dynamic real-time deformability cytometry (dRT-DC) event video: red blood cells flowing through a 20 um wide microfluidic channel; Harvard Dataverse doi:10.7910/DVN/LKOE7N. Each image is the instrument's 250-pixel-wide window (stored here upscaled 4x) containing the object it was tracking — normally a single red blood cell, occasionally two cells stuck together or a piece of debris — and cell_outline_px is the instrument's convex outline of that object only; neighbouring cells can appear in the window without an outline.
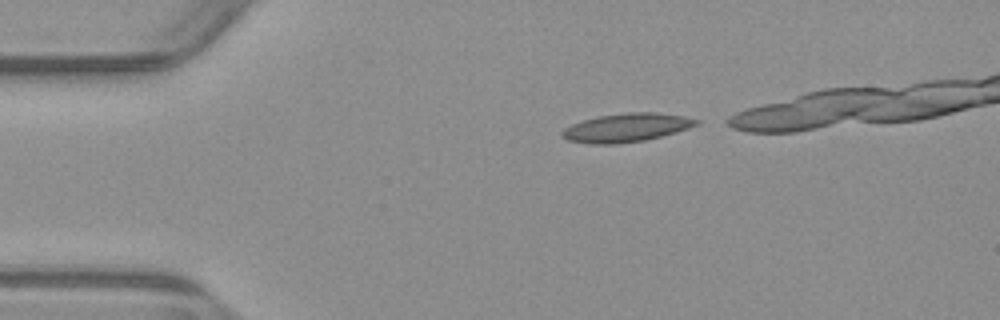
{"species": "common noctule bat (a hibernating species)", "species_latin": "Nyctalus noctula", "temperature_condition": "warm", "stored_images_in_passage": 18, "camera_frame_rate_fps": 3000, "um_per_image_px": 0.085, "animal": {"sex": "male", "body_mass_g": 23.1, "forearm_length_mm": 52.7}, "frame": {"image": 1, "passage_image": 2, "time_ms": 0.333, "image_size_px": [1000, 320], "cell_outline_px": [[700, 124], [676, 132], [644, 140], [616, 144], [588, 144], [568, 140], [560, 136], [560, 132], [564, 128], [572, 124], [584, 120], [600, 116], [628, 112], [656, 112], [684, 116], [700, 120]], "centroid_in_image_um": [53.24, 10.85], "position_along_channel_um": 31.8, "area_um2": 22.31}}
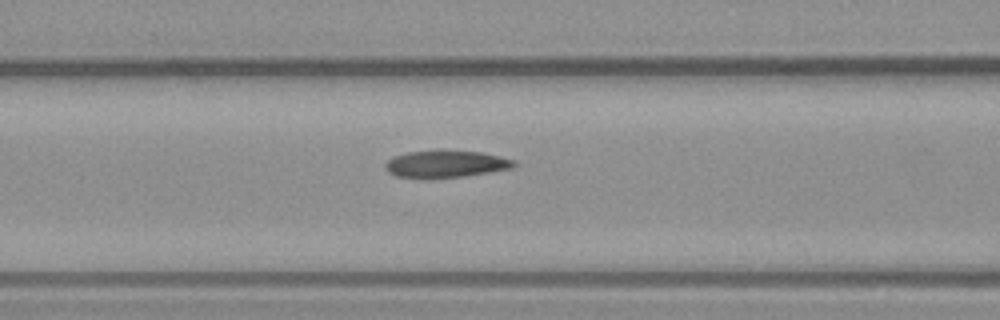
{"frame": {"image": 2, "passage_image": 13, "time_ms": 4.0, "image_size_px": [1000, 320], "cell_outline_px": [[516, 164], [512, 168], [464, 176], [396, 176], [388, 172], [384, 168], [384, 164], [388, 160], [396, 156], [408, 152], [480, 152], [500, 156], [516, 160]], "centroid_in_image_um": [37.94, 13.93], "position_along_channel_um": 128.7, "area_um2": 19.13}}
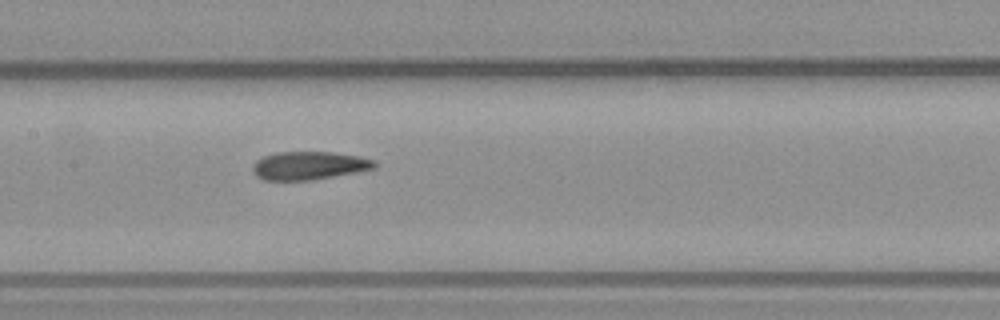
{"frame": {"image": 3, "passage_image": 17, "time_ms": 5.333, "image_size_px": [1000, 320], "cell_outline_px": [[376, 168], [356, 172], [312, 180], [264, 180], [256, 176], [252, 168], [252, 164], [256, 160], [264, 156], [276, 152], [332, 152], [360, 156], [376, 160]], "centroid_in_image_um": [26.27, 14.07], "position_along_channel_um": 181.1, "area_um2": 20.11}}